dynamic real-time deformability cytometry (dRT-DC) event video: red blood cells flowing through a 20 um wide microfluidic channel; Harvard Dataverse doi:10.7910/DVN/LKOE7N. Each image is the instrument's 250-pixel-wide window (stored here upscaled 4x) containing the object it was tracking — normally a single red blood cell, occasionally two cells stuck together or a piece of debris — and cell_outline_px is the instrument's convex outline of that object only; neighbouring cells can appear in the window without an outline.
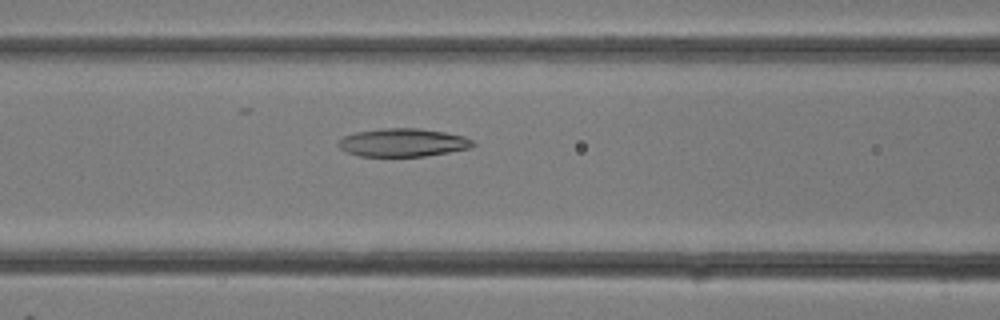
{"species": "common noctule bat (a hibernating species)", "species_latin": "Nyctalus noctula", "temperature_condition": "room temperature", "stored_images_in_passage": 21, "camera_frame_rate_fps": 3000, "um_per_image_px": 0.085, "animal": {"sex": "female"}, "frame": {"image": 1, "passage_image": 4, "time_ms": 1.0, "image_size_px": [1000, 320], "cell_outline_px": [[476, 144], [468, 148], [448, 152], [424, 156], [360, 156], [348, 152], [340, 148], [336, 144], [344, 136], [356, 132], [384, 128], [420, 128], [444, 132], [464, 136], [472, 140]], "centroid_in_image_um": [34.24, 12.11], "position_along_channel_um": 132.4, "area_um2": 21.91}}
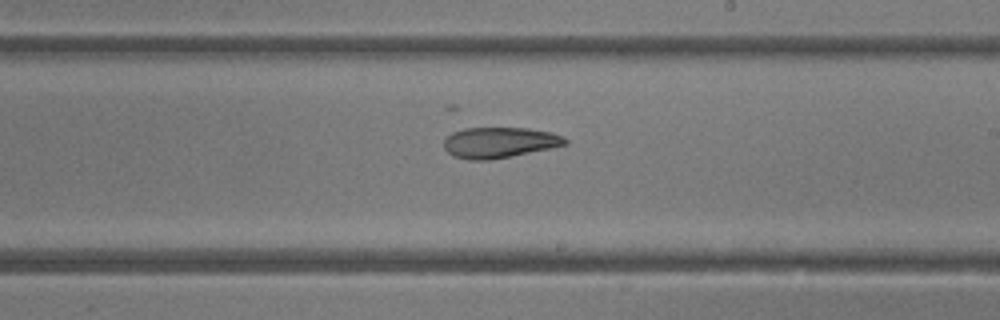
{"frame": {"image": 2, "passage_image": 9, "time_ms": 2.667, "image_size_px": [1000, 320], "cell_outline_px": [[568, 144], [552, 148], [492, 160], [468, 160], [452, 156], [444, 148], [444, 140], [452, 132], [464, 128], [528, 128], [552, 132], [564, 136], [568, 140]], "centroid_in_image_um": [42.47, 12.12], "position_along_channel_um": 246.5, "area_um2": 21.96}}
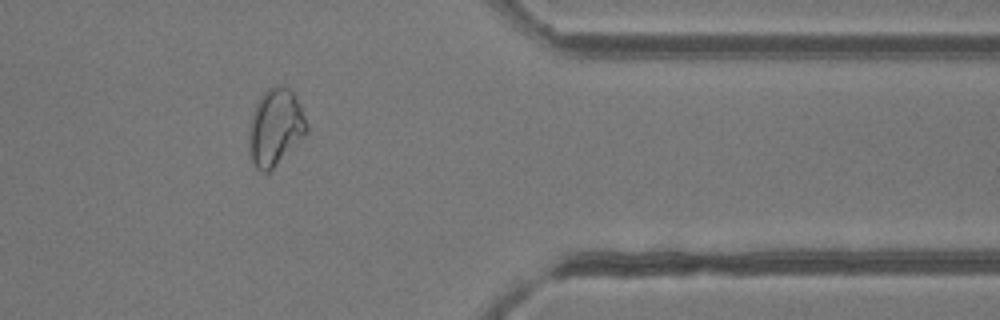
{"frame": {"image": 3, "passage_image": 16, "time_ms": 5.0, "image_size_px": [1000, 320], "cell_outline_px": [[308, 132], [268, 172], [260, 172], [252, 164], [248, 152], [248, 132], [252, 112], [260, 96], [272, 84], [280, 84], [288, 88], [296, 96], [300, 104], [308, 124]], "centroid_in_image_um": [23.38, 10.8], "position_along_channel_um": 388.0, "area_um2": 26.18}}